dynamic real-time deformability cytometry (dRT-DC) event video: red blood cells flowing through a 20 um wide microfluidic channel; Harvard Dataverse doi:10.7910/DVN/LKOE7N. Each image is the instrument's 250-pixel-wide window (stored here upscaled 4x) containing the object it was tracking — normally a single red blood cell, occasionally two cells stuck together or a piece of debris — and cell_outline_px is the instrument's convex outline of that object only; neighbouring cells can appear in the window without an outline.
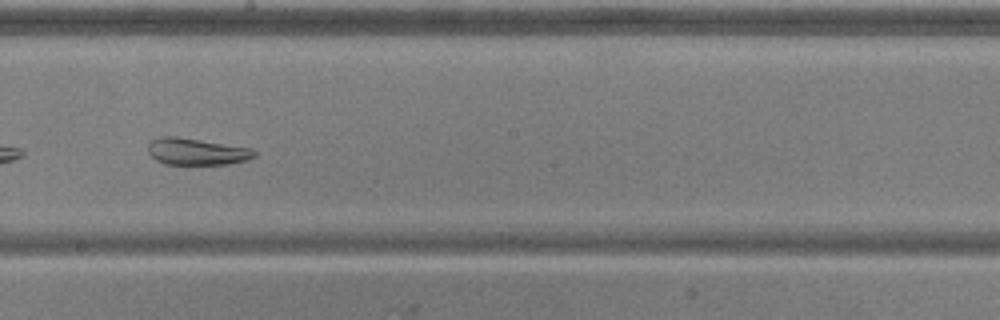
{"species": "common noctule bat (a hibernating species)", "species_latin": "Nyctalus noctula", "temperature_condition": "warm", "stored_images_in_passage": 51, "camera_frame_rate_fps": 3000, "um_per_image_px": 0.085, "animal": {"sex": "male", "body_mass_g": 20.5, "forearm_length_mm": 52.5}, "frame": {"image": 1, "passage_image": 30, "time_ms": 9.667, "image_size_px": [1000, 320], "cell_outline_px": [[256, 156], [248, 160], [228, 164], [164, 164], [156, 160], [148, 152], [148, 144], [152, 140], [160, 136], [176, 136], [252, 148], [256, 152]], "centroid_in_image_um": [16.72, 12.88], "position_along_channel_um": 231.5, "area_um2": 16.65}, "authors_computed_cell_mechanics": {"area_um2": 25.6054, "velocity_mm_per_s": 3.9283, "shape_relaxation_time_tau1_ms": null, "shape_relaxation_time_tau2_ms": 2.2919, "deformation_change_tau1": null, "deformation_change_tau2": 0.0892}}